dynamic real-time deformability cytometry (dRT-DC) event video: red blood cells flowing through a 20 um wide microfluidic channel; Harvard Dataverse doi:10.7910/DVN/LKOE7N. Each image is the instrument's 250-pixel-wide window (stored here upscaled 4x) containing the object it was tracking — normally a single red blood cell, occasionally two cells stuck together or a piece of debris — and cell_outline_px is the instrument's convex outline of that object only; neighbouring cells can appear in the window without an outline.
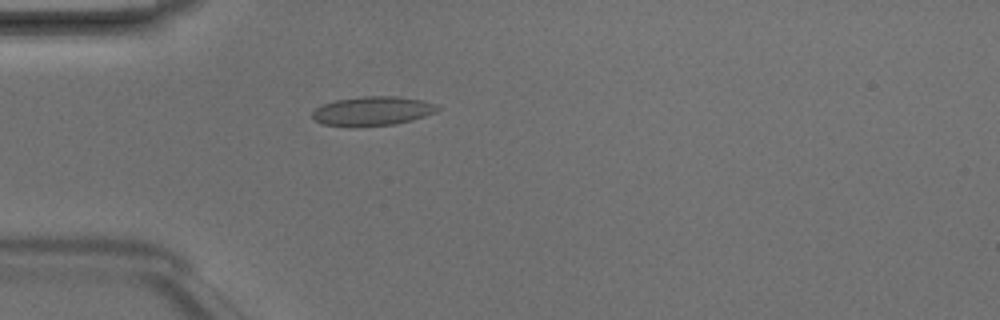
{"species": "Egyptian fruit bat (a non-hibernating species)", "species_latin": "Rousettus aegyptiacus", "temperature_condition": "room temperature", "stored_images_in_passage": 3, "camera_frame_rate_fps": 3000, "um_per_image_px": 0.085, "animal": {"sex": "male"}, "frame": {"image": 1, "passage_image": 3, "time_ms": 0.667, "image_size_px": [1000, 320], "cell_outline_px": [[440, 108], [436, 112], [412, 120], [396, 124], [356, 128], [352, 128], [320, 124], [312, 120], [312, 112], [316, 108], [324, 104], [336, 100], [364, 96], [396, 96], [424, 100], [436, 104]], "centroid_in_image_um": [31.63, 9.46], "position_along_channel_um": 53.4, "area_um2": 21.79}}